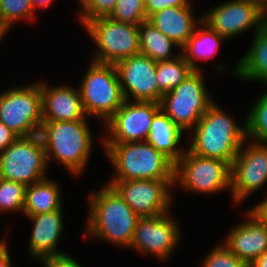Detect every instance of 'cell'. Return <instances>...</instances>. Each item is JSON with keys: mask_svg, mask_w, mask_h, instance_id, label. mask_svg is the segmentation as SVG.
Returning <instances> with one entry per match:
<instances>
[{"mask_svg": "<svg viewBox=\"0 0 267 267\" xmlns=\"http://www.w3.org/2000/svg\"><path fill=\"white\" fill-rule=\"evenodd\" d=\"M258 219L267 226V195L265 199L250 209Z\"/></svg>", "mask_w": 267, "mask_h": 267, "instance_id": "d590c367", "label": "cell"}, {"mask_svg": "<svg viewBox=\"0 0 267 267\" xmlns=\"http://www.w3.org/2000/svg\"><path fill=\"white\" fill-rule=\"evenodd\" d=\"M85 237L99 238L116 247L129 248L139 216L119 193L106 183L90 192Z\"/></svg>", "mask_w": 267, "mask_h": 267, "instance_id": "6da1fadb", "label": "cell"}, {"mask_svg": "<svg viewBox=\"0 0 267 267\" xmlns=\"http://www.w3.org/2000/svg\"><path fill=\"white\" fill-rule=\"evenodd\" d=\"M196 29L186 45L181 49V54L191 68L197 71L201 70L197 61L213 58L217 54L220 44L223 43L222 41L227 39L219 35L203 21L196 26Z\"/></svg>", "mask_w": 267, "mask_h": 267, "instance_id": "cb8c5ba5", "label": "cell"}, {"mask_svg": "<svg viewBox=\"0 0 267 267\" xmlns=\"http://www.w3.org/2000/svg\"><path fill=\"white\" fill-rule=\"evenodd\" d=\"M215 246L206 254L202 267H248L223 243Z\"/></svg>", "mask_w": 267, "mask_h": 267, "instance_id": "1f68e13d", "label": "cell"}, {"mask_svg": "<svg viewBox=\"0 0 267 267\" xmlns=\"http://www.w3.org/2000/svg\"><path fill=\"white\" fill-rule=\"evenodd\" d=\"M6 243V239L3 238L0 240V248Z\"/></svg>", "mask_w": 267, "mask_h": 267, "instance_id": "7bdbcfd3", "label": "cell"}, {"mask_svg": "<svg viewBox=\"0 0 267 267\" xmlns=\"http://www.w3.org/2000/svg\"><path fill=\"white\" fill-rule=\"evenodd\" d=\"M248 267H267V251L256 258Z\"/></svg>", "mask_w": 267, "mask_h": 267, "instance_id": "74e56055", "label": "cell"}, {"mask_svg": "<svg viewBox=\"0 0 267 267\" xmlns=\"http://www.w3.org/2000/svg\"><path fill=\"white\" fill-rule=\"evenodd\" d=\"M139 39L140 53L150 57L153 61H169L181 54V51L176 55L172 53L173 47L178 49L179 46L148 20L139 24Z\"/></svg>", "mask_w": 267, "mask_h": 267, "instance_id": "d4e9b609", "label": "cell"}, {"mask_svg": "<svg viewBox=\"0 0 267 267\" xmlns=\"http://www.w3.org/2000/svg\"><path fill=\"white\" fill-rule=\"evenodd\" d=\"M260 6L264 9L267 6V0H260Z\"/></svg>", "mask_w": 267, "mask_h": 267, "instance_id": "b9f144b4", "label": "cell"}, {"mask_svg": "<svg viewBox=\"0 0 267 267\" xmlns=\"http://www.w3.org/2000/svg\"><path fill=\"white\" fill-rule=\"evenodd\" d=\"M39 262H41L43 267H82L78 261L66 253L49 256L40 260Z\"/></svg>", "mask_w": 267, "mask_h": 267, "instance_id": "836d02e7", "label": "cell"}, {"mask_svg": "<svg viewBox=\"0 0 267 267\" xmlns=\"http://www.w3.org/2000/svg\"><path fill=\"white\" fill-rule=\"evenodd\" d=\"M0 267H12L7 243L0 248Z\"/></svg>", "mask_w": 267, "mask_h": 267, "instance_id": "8d00e7d4", "label": "cell"}, {"mask_svg": "<svg viewBox=\"0 0 267 267\" xmlns=\"http://www.w3.org/2000/svg\"><path fill=\"white\" fill-rule=\"evenodd\" d=\"M63 210L62 207L59 210L27 217L33 222L28 248L30 255L37 261L64 254L57 249L64 229Z\"/></svg>", "mask_w": 267, "mask_h": 267, "instance_id": "d6986e66", "label": "cell"}, {"mask_svg": "<svg viewBox=\"0 0 267 267\" xmlns=\"http://www.w3.org/2000/svg\"><path fill=\"white\" fill-rule=\"evenodd\" d=\"M59 186L49 177L26 186L23 215L28 217L61 209L63 198Z\"/></svg>", "mask_w": 267, "mask_h": 267, "instance_id": "603a6c76", "label": "cell"}, {"mask_svg": "<svg viewBox=\"0 0 267 267\" xmlns=\"http://www.w3.org/2000/svg\"><path fill=\"white\" fill-rule=\"evenodd\" d=\"M80 9L77 17L85 26L89 21L99 18L108 17L117 3V0H79Z\"/></svg>", "mask_w": 267, "mask_h": 267, "instance_id": "4dcf8cb0", "label": "cell"}, {"mask_svg": "<svg viewBox=\"0 0 267 267\" xmlns=\"http://www.w3.org/2000/svg\"><path fill=\"white\" fill-rule=\"evenodd\" d=\"M183 133L160 109L153 117L146 141L175 164L185 152L181 149V145L179 147Z\"/></svg>", "mask_w": 267, "mask_h": 267, "instance_id": "7402d4cb", "label": "cell"}, {"mask_svg": "<svg viewBox=\"0 0 267 267\" xmlns=\"http://www.w3.org/2000/svg\"><path fill=\"white\" fill-rule=\"evenodd\" d=\"M174 184L197 194L231 191V165L224 160L197 156L187 149L175 163Z\"/></svg>", "mask_w": 267, "mask_h": 267, "instance_id": "ba28073f", "label": "cell"}, {"mask_svg": "<svg viewBox=\"0 0 267 267\" xmlns=\"http://www.w3.org/2000/svg\"><path fill=\"white\" fill-rule=\"evenodd\" d=\"M246 54L231 68L238 79L258 81L267 87V28L254 33Z\"/></svg>", "mask_w": 267, "mask_h": 267, "instance_id": "44dd1931", "label": "cell"}, {"mask_svg": "<svg viewBox=\"0 0 267 267\" xmlns=\"http://www.w3.org/2000/svg\"><path fill=\"white\" fill-rule=\"evenodd\" d=\"M30 0H0V24L9 32L14 22L35 19Z\"/></svg>", "mask_w": 267, "mask_h": 267, "instance_id": "83f0119b", "label": "cell"}, {"mask_svg": "<svg viewBox=\"0 0 267 267\" xmlns=\"http://www.w3.org/2000/svg\"><path fill=\"white\" fill-rule=\"evenodd\" d=\"M84 28L97 45L93 62L116 64L122 59L140 54L139 25L99 17L89 21Z\"/></svg>", "mask_w": 267, "mask_h": 267, "instance_id": "52a82bcc", "label": "cell"}, {"mask_svg": "<svg viewBox=\"0 0 267 267\" xmlns=\"http://www.w3.org/2000/svg\"><path fill=\"white\" fill-rule=\"evenodd\" d=\"M248 1H252V2L257 3L258 5H260V0H248Z\"/></svg>", "mask_w": 267, "mask_h": 267, "instance_id": "ee69618b", "label": "cell"}, {"mask_svg": "<svg viewBox=\"0 0 267 267\" xmlns=\"http://www.w3.org/2000/svg\"><path fill=\"white\" fill-rule=\"evenodd\" d=\"M156 65V61L141 53L115 64L125 100L160 103L164 94L156 82Z\"/></svg>", "mask_w": 267, "mask_h": 267, "instance_id": "2e32d148", "label": "cell"}, {"mask_svg": "<svg viewBox=\"0 0 267 267\" xmlns=\"http://www.w3.org/2000/svg\"><path fill=\"white\" fill-rule=\"evenodd\" d=\"M190 3L191 0H144L147 19L163 9L188 6Z\"/></svg>", "mask_w": 267, "mask_h": 267, "instance_id": "d6a6232c", "label": "cell"}, {"mask_svg": "<svg viewBox=\"0 0 267 267\" xmlns=\"http://www.w3.org/2000/svg\"><path fill=\"white\" fill-rule=\"evenodd\" d=\"M192 3L188 6L163 9L148 18L151 24L179 46V51L194 33L195 26L202 22V15L199 19L195 18Z\"/></svg>", "mask_w": 267, "mask_h": 267, "instance_id": "ffe728a7", "label": "cell"}, {"mask_svg": "<svg viewBox=\"0 0 267 267\" xmlns=\"http://www.w3.org/2000/svg\"><path fill=\"white\" fill-rule=\"evenodd\" d=\"M202 70H194L180 85L165 93L160 109L183 131H191L214 103L206 89Z\"/></svg>", "mask_w": 267, "mask_h": 267, "instance_id": "8992f818", "label": "cell"}, {"mask_svg": "<svg viewBox=\"0 0 267 267\" xmlns=\"http://www.w3.org/2000/svg\"><path fill=\"white\" fill-rule=\"evenodd\" d=\"M108 17L132 25H139L148 20L144 0H117L112 13Z\"/></svg>", "mask_w": 267, "mask_h": 267, "instance_id": "f546056e", "label": "cell"}, {"mask_svg": "<svg viewBox=\"0 0 267 267\" xmlns=\"http://www.w3.org/2000/svg\"><path fill=\"white\" fill-rule=\"evenodd\" d=\"M139 217H154L170 212L174 179L108 181Z\"/></svg>", "mask_w": 267, "mask_h": 267, "instance_id": "7c38bea8", "label": "cell"}, {"mask_svg": "<svg viewBox=\"0 0 267 267\" xmlns=\"http://www.w3.org/2000/svg\"><path fill=\"white\" fill-rule=\"evenodd\" d=\"M160 103L125 100L121 107L104 124L107 129L102 143H126L146 141L154 115Z\"/></svg>", "mask_w": 267, "mask_h": 267, "instance_id": "4fadbf2b", "label": "cell"}, {"mask_svg": "<svg viewBox=\"0 0 267 267\" xmlns=\"http://www.w3.org/2000/svg\"><path fill=\"white\" fill-rule=\"evenodd\" d=\"M169 214L167 212L154 217H140L129 248L141 254L150 253L160 261L172 256L181 238V229L179 223Z\"/></svg>", "mask_w": 267, "mask_h": 267, "instance_id": "5bb4252c", "label": "cell"}, {"mask_svg": "<svg viewBox=\"0 0 267 267\" xmlns=\"http://www.w3.org/2000/svg\"><path fill=\"white\" fill-rule=\"evenodd\" d=\"M46 152L39 134L19 137L0 152V178L29 186L46 178Z\"/></svg>", "mask_w": 267, "mask_h": 267, "instance_id": "9c48e42d", "label": "cell"}, {"mask_svg": "<svg viewBox=\"0 0 267 267\" xmlns=\"http://www.w3.org/2000/svg\"><path fill=\"white\" fill-rule=\"evenodd\" d=\"M193 71L182 54L173 60L157 62L155 76L159 90L163 94L172 91Z\"/></svg>", "mask_w": 267, "mask_h": 267, "instance_id": "484cf974", "label": "cell"}, {"mask_svg": "<svg viewBox=\"0 0 267 267\" xmlns=\"http://www.w3.org/2000/svg\"><path fill=\"white\" fill-rule=\"evenodd\" d=\"M246 211L247 219L234 225L222 243L249 266L267 251V226L251 210Z\"/></svg>", "mask_w": 267, "mask_h": 267, "instance_id": "e0dca14e", "label": "cell"}, {"mask_svg": "<svg viewBox=\"0 0 267 267\" xmlns=\"http://www.w3.org/2000/svg\"><path fill=\"white\" fill-rule=\"evenodd\" d=\"M267 91V90H266ZM263 93L245 117L246 138L267 143V92ZM253 138V139H252Z\"/></svg>", "mask_w": 267, "mask_h": 267, "instance_id": "4316f807", "label": "cell"}, {"mask_svg": "<svg viewBox=\"0 0 267 267\" xmlns=\"http://www.w3.org/2000/svg\"><path fill=\"white\" fill-rule=\"evenodd\" d=\"M202 21L229 39L254 26L255 33L259 32L264 27V9L252 1L229 0L202 14Z\"/></svg>", "mask_w": 267, "mask_h": 267, "instance_id": "9a60e30c", "label": "cell"}, {"mask_svg": "<svg viewBox=\"0 0 267 267\" xmlns=\"http://www.w3.org/2000/svg\"><path fill=\"white\" fill-rule=\"evenodd\" d=\"M26 186L0 178V212H21L25 202Z\"/></svg>", "mask_w": 267, "mask_h": 267, "instance_id": "f1b7e54d", "label": "cell"}, {"mask_svg": "<svg viewBox=\"0 0 267 267\" xmlns=\"http://www.w3.org/2000/svg\"><path fill=\"white\" fill-rule=\"evenodd\" d=\"M214 102L201 116L188 150L200 157L227 161L232 164L246 138L245 121L240 126Z\"/></svg>", "mask_w": 267, "mask_h": 267, "instance_id": "3957f363", "label": "cell"}, {"mask_svg": "<svg viewBox=\"0 0 267 267\" xmlns=\"http://www.w3.org/2000/svg\"><path fill=\"white\" fill-rule=\"evenodd\" d=\"M35 12L36 8L47 9L54 0H30Z\"/></svg>", "mask_w": 267, "mask_h": 267, "instance_id": "f35d334b", "label": "cell"}, {"mask_svg": "<svg viewBox=\"0 0 267 267\" xmlns=\"http://www.w3.org/2000/svg\"><path fill=\"white\" fill-rule=\"evenodd\" d=\"M0 122L19 137L38 134L43 122L40 82L1 92Z\"/></svg>", "mask_w": 267, "mask_h": 267, "instance_id": "30bf717a", "label": "cell"}, {"mask_svg": "<svg viewBox=\"0 0 267 267\" xmlns=\"http://www.w3.org/2000/svg\"><path fill=\"white\" fill-rule=\"evenodd\" d=\"M43 121H75L85 119L79 88L69 84L49 87L40 82Z\"/></svg>", "mask_w": 267, "mask_h": 267, "instance_id": "ac0fdd59", "label": "cell"}, {"mask_svg": "<svg viewBox=\"0 0 267 267\" xmlns=\"http://www.w3.org/2000/svg\"><path fill=\"white\" fill-rule=\"evenodd\" d=\"M78 86L87 117H99L105 124L124 103L115 64L93 62Z\"/></svg>", "mask_w": 267, "mask_h": 267, "instance_id": "5b68a950", "label": "cell"}, {"mask_svg": "<svg viewBox=\"0 0 267 267\" xmlns=\"http://www.w3.org/2000/svg\"><path fill=\"white\" fill-rule=\"evenodd\" d=\"M266 183L267 143L246 139L231 164L232 201L242 204Z\"/></svg>", "mask_w": 267, "mask_h": 267, "instance_id": "8fae6325", "label": "cell"}, {"mask_svg": "<svg viewBox=\"0 0 267 267\" xmlns=\"http://www.w3.org/2000/svg\"><path fill=\"white\" fill-rule=\"evenodd\" d=\"M19 136L0 122V152L15 142Z\"/></svg>", "mask_w": 267, "mask_h": 267, "instance_id": "e575fe53", "label": "cell"}, {"mask_svg": "<svg viewBox=\"0 0 267 267\" xmlns=\"http://www.w3.org/2000/svg\"><path fill=\"white\" fill-rule=\"evenodd\" d=\"M115 176L111 181L174 179L175 164L147 141L102 143Z\"/></svg>", "mask_w": 267, "mask_h": 267, "instance_id": "277c9868", "label": "cell"}, {"mask_svg": "<svg viewBox=\"0 0 267 267\" xmlns=\"http://www.w3.org/2000/svg\"><path fill=\"white\" fill-rule=\"evenodd\" d=\"M43 121L39 129L47 163L55 160L71 174H81L93 151V135L87 121Z\"/></svg>", "mask_w": 267, "mask_h": 267, "instance_id": "7a4b0ae2", "label": "cell"}, {"mask_svg": "<svg viewBox=\"0 0 267 267\" xmlns=\"http://www.w3.org/2000/svg\"><path fill=\"white\" fill-rule=\"evenodd\" d=\"M8 31L0 24V41L2 40V38L5 36V34H7Z\"/></svg>", "mask_w": 267, "mask_h": 267, "instance_id": "ab89813d", "label": "cell"}, {"mask_svg": "<svg viewBox=\"0 0 267 267\" xmlns=\"http://www.w3.org/2000/svg\"><path fill=\"white\" fill-rule=\"evenodd\" d=\"M264 27L267 28V6L264 8Z\"/></svg>", "mask_w": 267, "mask_h": 267, "instance_id": "60d3db41", "label": "cell"}]
</instances>
